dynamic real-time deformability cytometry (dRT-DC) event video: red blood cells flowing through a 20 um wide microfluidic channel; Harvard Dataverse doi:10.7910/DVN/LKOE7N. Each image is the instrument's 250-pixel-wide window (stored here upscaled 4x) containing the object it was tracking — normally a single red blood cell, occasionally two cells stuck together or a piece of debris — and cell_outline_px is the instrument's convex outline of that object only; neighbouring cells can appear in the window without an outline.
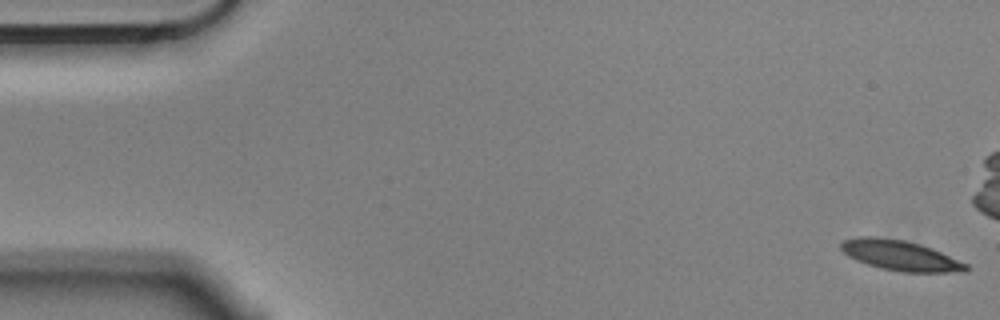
{"species": "Egyptian fruit bat (a non-hibernating species)", "species_latin": "Rousettus aegyptiacus", "temperature_condition": "cold", "stored_images_in_passage": 5, "camera_frame_rate_fps": 3000, "um_per_image_px": 0.085, "animal": {"sex": "male"}, "frame": {"image": 1, "passage_image": 1, "time_ms": 0.0, "image_size_px": [1000, 320], "cell_outline_px": [[968, 272], [900, 272], [880, 268], [856, 260], [848, 256], [840, 248], [840, 244], [844, 240], [860, 236], [876, 236], [904, 240], [920, 244], [932, 248], [968, 264]], "centroid_in_image_um": [76.53, 21.71], "position_along_channel_um": 8.5, "area_um2": 22.08}}